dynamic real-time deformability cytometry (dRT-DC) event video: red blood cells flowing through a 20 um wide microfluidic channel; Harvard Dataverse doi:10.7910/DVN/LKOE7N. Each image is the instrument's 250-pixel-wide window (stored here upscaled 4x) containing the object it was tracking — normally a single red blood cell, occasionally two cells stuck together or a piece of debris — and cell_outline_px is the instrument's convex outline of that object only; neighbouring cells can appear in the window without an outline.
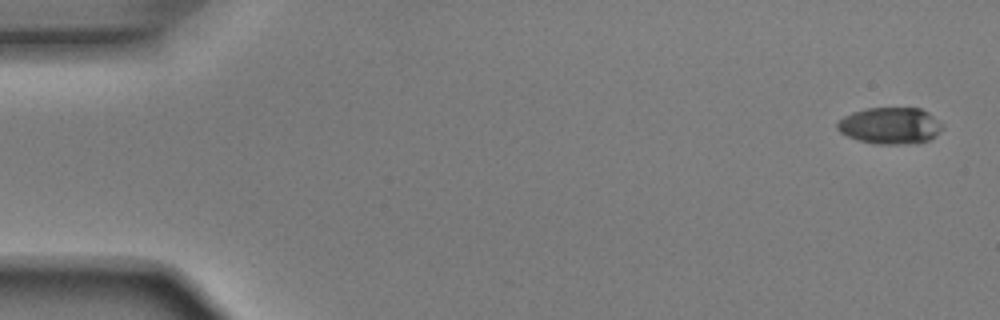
{"species": "Egyptian fruit bat (a non-hibernating species)", "species_latin": "Rousettus aegyptiacus", "temperature_condition": "room temperature", "stored_images_in_passage": 51, "camera_frame_rate_fps": 3000, "um_per_image_px": 0.085, "animal": {"sex": "male"}, "frame": {"image": 1, "passage_image": 1, "time_ms": 0.0, "image_size_px": [1000, 320], "cell_outline_px": [[940, 128], [936, 136], [928, 140], [916, 144], [872, 144], [848, 136], [840, 132], [836, 128], [836, 124], [844, 116], [852, 112], [868, 108], [920, 108], [928, 112], [940, 124]], "centroid_in_image_um": [75.63, 10.69], "position_along_channel_um": 9.4, "area_um2": 22.25}}
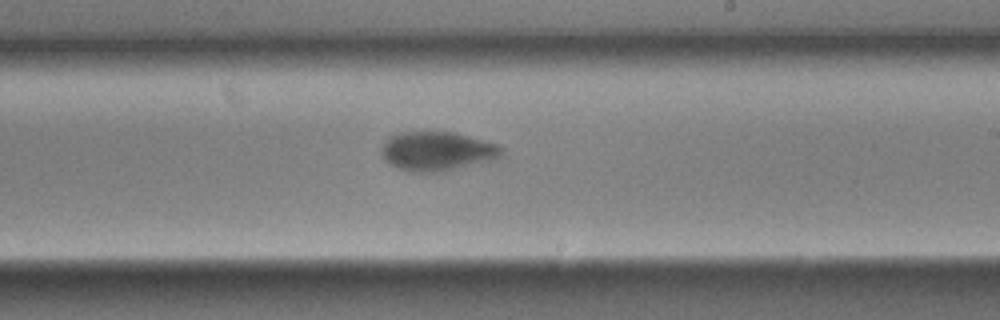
{"frame": {"image": 2, "passage_image": 30, "time_ms": 9.667, "image_size_px": [1000, 320], "cell_outline_px": [[504, 152], [500, 156], [440, 172], [408, 172], [384, 160], [380, 152], [384, 140], [388, 136], [400, 132], [452, 132], [500, 144], [504, 148]], "centroid_in_image_um": [37.09, 12.83], "position_along_channel_um": 251.9, "area_um2": 27.11}}
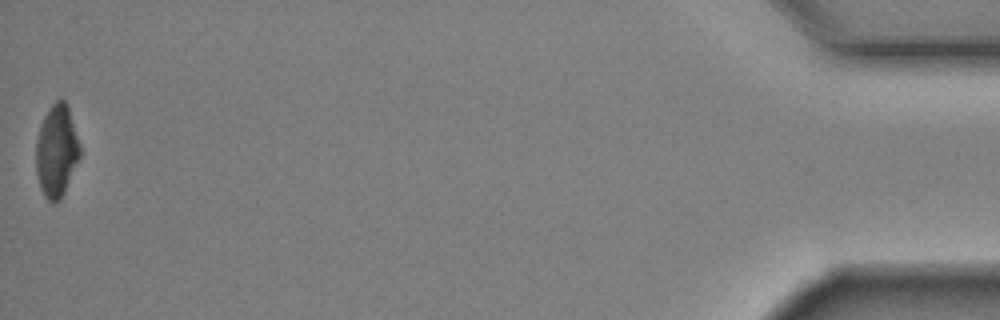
{"frame": {"image": 3, "passage_image": 51, "time_ms": 16.667, "image_size_px": [1000, 320], "cell_outline_px": [[80, 156], [64, 192], [60, 200], [52, 204], [44, 196], [40, 188], [36, 172], [36, 140], [44, 116], [52, 104], [56, 100], [64, 100], [68, 108], [80, 148]], "centroid_in_image_um": [4.79, 12.88], "position_along_channel_um": 430.4, "area_um2": 23.18}, "authors_computed_cell_mechanics": {"area_um2": 25.143, "velocity_mm_per_s": 3.9203, "shape_relaxation_time_tau1_ms": 2.8866, "shape_relaxation_time_tau2_ms": 2.1508, "deformation_change_tau1": 0.1448, "deformation_change_tau2": 0.0639}}